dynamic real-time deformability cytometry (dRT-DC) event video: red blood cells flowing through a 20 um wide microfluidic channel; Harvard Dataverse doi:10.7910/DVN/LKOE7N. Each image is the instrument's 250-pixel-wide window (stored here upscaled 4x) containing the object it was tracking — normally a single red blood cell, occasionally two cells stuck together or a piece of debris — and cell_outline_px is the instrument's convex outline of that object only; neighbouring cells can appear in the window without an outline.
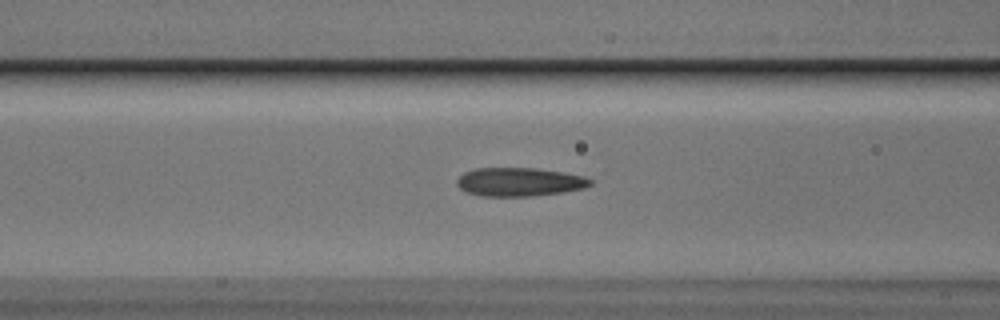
{"species": "Egyptian fruit bat (a non-hibernating species)", "species_latin": "Rousettus aegyptiacus", "temperature_condition": "cold", "stored_images_in_passage": 35, "camera_frame_rate_fps": 3000, "um_per_image_px": 0.085, "animal": {"sex": "male"}, "frame": {"image": 1, "passage_image": 7, "time_ms": 2.0, "image_size_px": [1000, 320], "cell_outline_px": [[592, 184], [584, 188], [564, 192], [532, 196], [480, 196], [468, 192], [460, 188], [456, 184], [456, 180], [464, 172], [476, 168], [536, 168], [560, 172], [580, 176], [592, 180]], "centroid_in_image_um": [44.11, 15.47], "position_along_channel_um": 122.5, "area_um2": 22.08}}
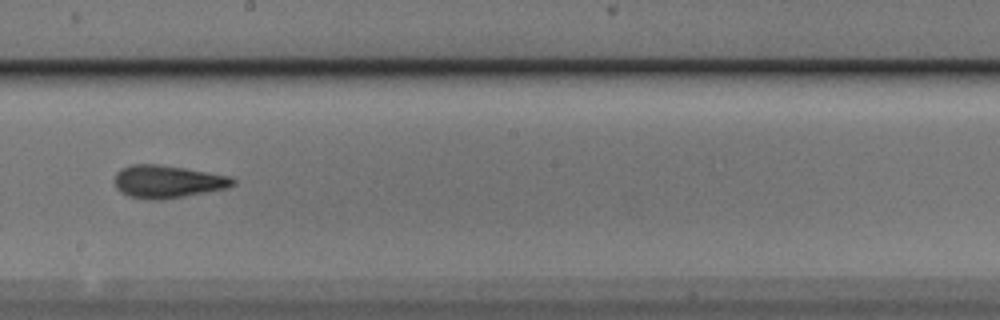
{"frame": {"image": 2, "passage_image": 16, "time_ms": 5.0, "image_size_px": [1000, 320], "cell_outline_px": [[236, 184], [228, 188], [184, 196], [160, 200], [152, 200], [128, 196], [120, 192], [116, 188], [116, 172], [120, 168], [132, 164], [156, 164], [184, 168], [208, 172], [228, 176], [236, 180]], "centroid_in_image_um": [14.23, 15.44], "position_along_channel_um": 234.0, "area_um2": 22.48}}
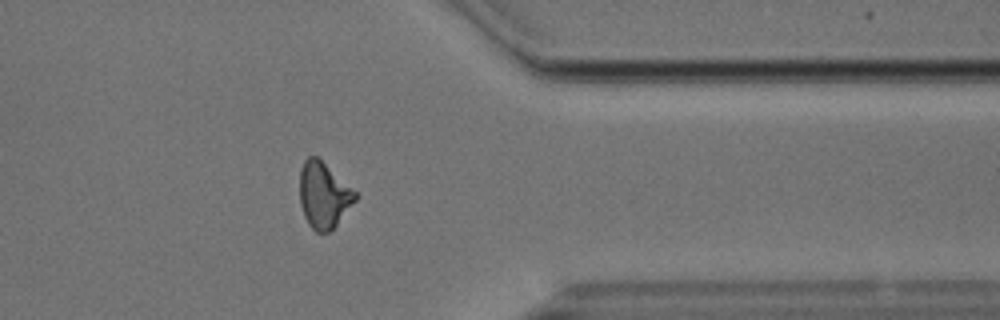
{"frame": {"image": 3, "passage_image": 29, "time_ms": 9.333, "image_size_px": [1000, 320], "cell_outline_px": [[356, 200], [336, 224], [328, 232], [316, 232], [308, 224], [304, 216], [300, 204], [300, 172], [304, 160], [308, 156], [316, 156], [356, 192]], "centroid_in_image_um": [27.48, 16.59], "position_along_channel_um": 383.9, "area_um2": 20.87}, "authors_computed_cell_mechanics": {"area_um2": 21.675, "velocity_mm_per_s": 3.7167, "shape_relaxation_time_tau1_ms": 6.7551, "shape_relaxation_time_tau2_ms": 2.6736, "deformation_change_tau1": 0.1755, "deformation_change_tau2": 0.1013}}